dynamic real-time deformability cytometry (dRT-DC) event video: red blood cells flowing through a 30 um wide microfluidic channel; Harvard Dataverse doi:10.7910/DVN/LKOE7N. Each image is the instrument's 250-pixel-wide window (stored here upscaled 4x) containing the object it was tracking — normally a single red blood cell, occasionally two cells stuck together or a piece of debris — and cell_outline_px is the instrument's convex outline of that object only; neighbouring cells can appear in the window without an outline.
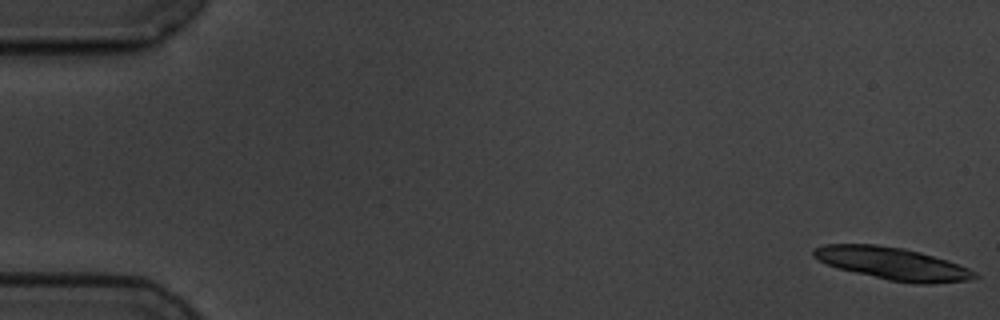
{"species": "common noctule bat (a hibernating species)", "species_latin": "Nyctalus noctula", "temperature_condition": "cold", "stored_images_in_passage": 39, "camera_frame_rate_fps": 3000, "um_per_image_px": 0.085, "animal": {"sex": "male", "body_mass_g": 19.5, "forearm_length_mm": 54.6}, "frame": {"image": 1, "passage_image": 1, "time_ms": 0.0, "image_size_px": [1000, 320], "cell_outline_px": [[980, 276], [968, 280], [932, 284], [916, 284], [888, 280], [836, 268], [812, 256], [812, 248], [824, 244], [876, 244], [904, 248], [920, 252], [968, 268], [976, 272]], "centroid_in_image_um": [75.83, 22.4], "position_along_channel_um": 9.2, "area_um2": 30.35}}
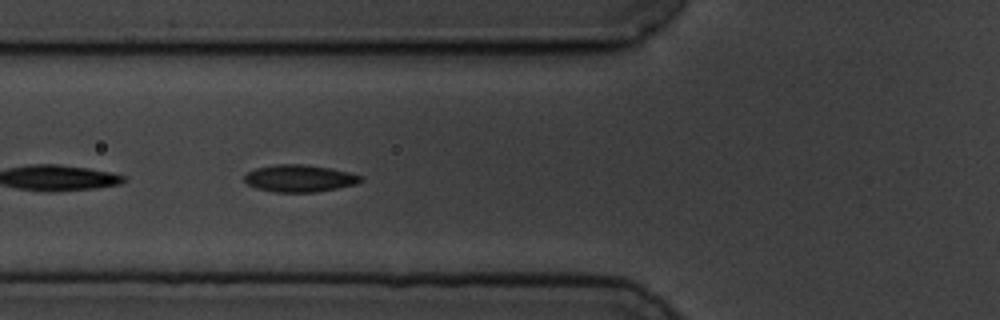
{"frame": {"image": 2, "passage_image": 22, "time_ms": 7.0, "image_size_px": [1000, 320], "cell_outline_px": [[364, 180], [356, 184], [316, 192], [272, 192], [256, 188], [248, 184], [244, 180], [244, 176], [248, 172], [256, 168], [272, 164], [300, 164], [332, 168], [364, 176]], "centroid_in_image_um": [25.46, 15.16], "position_along_channel_um": 100.3, "area_um2": 18.5}}
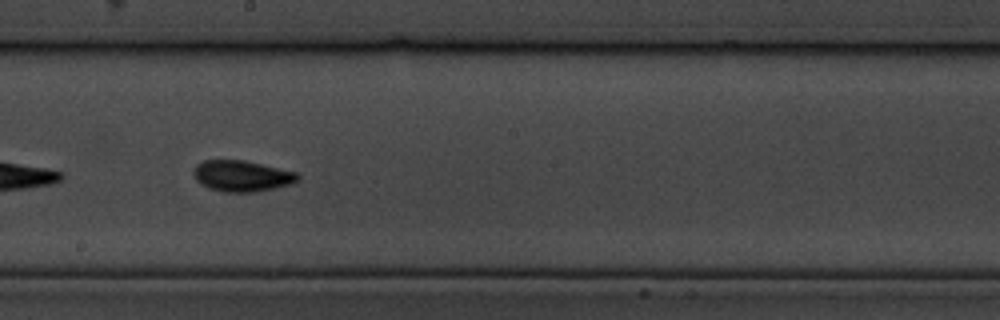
{"frame": {"image": 3, "passage_image": 33, "time_ms": 10.667, "image_size_px": [1000, 320], "cell_outline_px": [[300, 176], [296, 180], [288, 184], [276, 188], [256, 192], [224, 192], [208, 188], [200, 184], [196, 180], [192, 172], [192, 168], [196, 164], [204, 160], [244, 160], [296, 172]], "centroid_in_image_um": [20.49, 14.96], "position_along_channel_um": 227.7, "area_um2": 18.9}}